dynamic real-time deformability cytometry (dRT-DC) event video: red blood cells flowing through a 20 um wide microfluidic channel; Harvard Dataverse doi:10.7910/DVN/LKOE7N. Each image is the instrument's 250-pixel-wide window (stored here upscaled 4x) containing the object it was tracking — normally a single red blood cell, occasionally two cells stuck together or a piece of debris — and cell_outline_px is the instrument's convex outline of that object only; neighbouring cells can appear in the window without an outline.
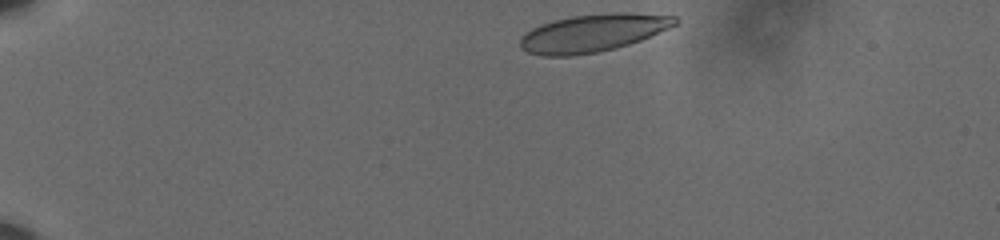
{"species": "human", "species_latin": "Homo sapiens", "temperature_condition": "cold", "stored_images_in_passage": 44, "camera_frame_rate_fps": 3000, "um_per_image_px": 0.085, "donor": {"sex": "male"}, "frame": {"image": 1, "passage_image": 1, "time_ms": 0.0, "image_size_px": [1000, 240], "cell_outline_px": [[680, 20], [676, 24], [668, 28], [640, 40], [616, 48], [596, 52], [572, 56], [544, 56], [528, 52], [520, 48], [520, 40], [524, 32], [540, 24], [552, 20], [572, 16], [612, 12], [628, 12], [676, 16]], "centroid_in_image_um": [50.37, 2.79], "position_along_channel_um": 34.6, "area_um2": 34.1}}
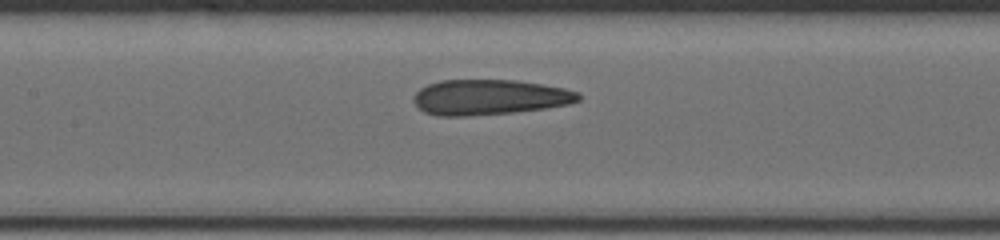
{"frame": {"image": 2, "passage_image": 19, "time_ms": 6.0, "image_size_px": [1000, 240], "cell_outline_px": [[580, 100], [568, 104], [544, 108], [512, 112], [464, 116], [436, 116], [424, 112], [412, 100], [412, 96], [420, 88], [428, 84], [440, 80], [516, 80], [564, 88], [580, 92]], "centroid_in_image_um": [41.57, 8.26], "position_along_channel_um": 165.8, "area_um2": 33.87}}
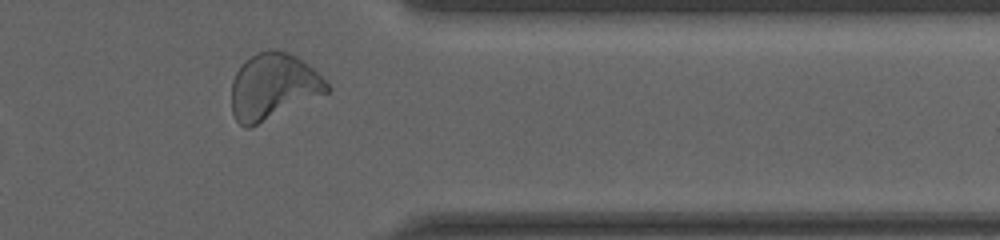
{"frame": {"image": 3, "passage_image": 38, "time_ms": 12.333, "image_size_px": [1000, 240], "cell_outline_px": [[332, 88], [328, 92], [248, 128], [244, 128], [236, 120], [232, 112], [232, 80], [236, 72], [244, 60], [268, 48], [276, 48], [288, 52], [296, 56], [312, 68]], "centroid_in_image_um": [23.19, 7.33], "position_along_channel_um": 388.2, "area_um2": 36.36}, "authors_computed_cell_mechanics": {"area_um2": 34.1887, "velocity_mm_per_s": 3.5874, "shape_relaxation_time_tau1_ms": 8.9309, "shape_relaxation_time_tau2_ms": 1.6451, "deformation_change_tau1": 0.2095, "deformation_change_tau2": 0.0777}}